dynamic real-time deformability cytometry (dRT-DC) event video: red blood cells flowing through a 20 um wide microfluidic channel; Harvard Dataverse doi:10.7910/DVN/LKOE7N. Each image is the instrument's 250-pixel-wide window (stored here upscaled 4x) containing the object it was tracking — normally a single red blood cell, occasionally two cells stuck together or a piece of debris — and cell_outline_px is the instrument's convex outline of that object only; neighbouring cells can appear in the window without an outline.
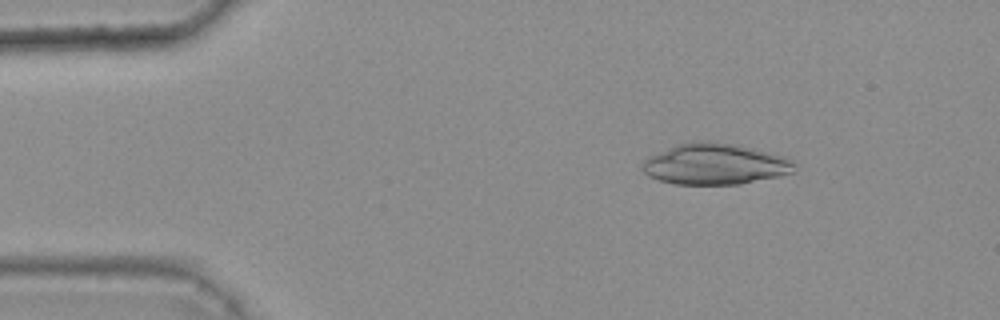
{"species": "common noctule bat (a hibernating species)", "species_latin": "Nyctalus noctula", "temperature_condition": "warm", "stored_images_in_passage": 39, "camera_frame_rate_fps": 3000, "um_per_image_px": 0.085, "animal": {"sex": "female", "body_mass_g": 25.1}, "frame": {"image": 1, "passage_image": 1, "time_ms": 0.0, "image_size_px": [1000, 320], "cell_outline_px": [[796, 164], [792, 172], [780, 176], [740, 184], [676, 184], [660, 180], [648, 176], [644, 172], [644, 160], [648, 156], [680, 144], [708, 140], [736, 144], [784, 156]], "centroid_in_image_um": [60.8, 13.95], "position_along_channel_um": 24.2, "area_um2": 35.95}}
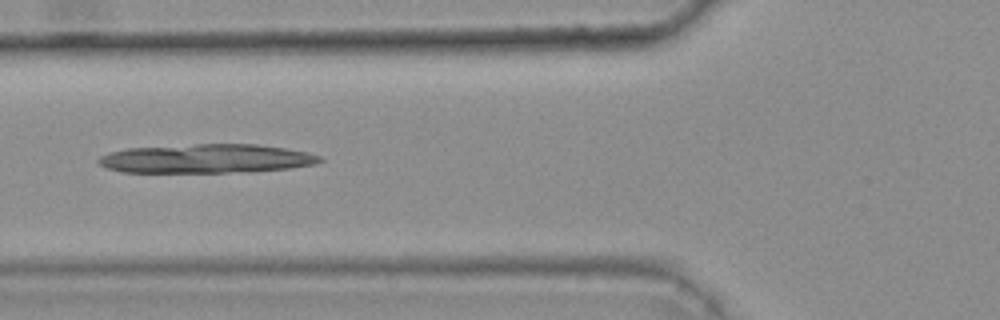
{"frame": {"image": 2, "passage_image": 13, "time_ms": 4.0, "image_size_px": [1000, 320], "cell_outline_px": [[324, 160], [316, 164], [288, 168], [252, 172], [124, 172], [108, 168], [100, 164], [96, 160], [100, 156], [108, 152], [128, 148], [196, 144], [256, 144], [284, 148], [308, 152], [320, 156]], "centroid_in_image_um": [17.56, 13.48], "position_along_channel_um": 108.2, "area_um2": 37.4}}